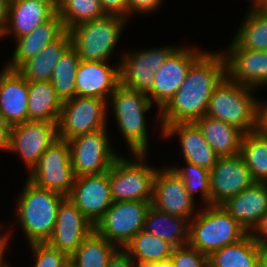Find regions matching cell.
I'll list each match as a JSON object with an SVG mask.
<instances>
[{"label":"cell","mask_w":267,"mask_h":267,"mask_svg":"<svg viewBox=\"0 0 267 267\" xmlns=\"http://www.w3.org/2000/svg\"><path fill=\"white\" fill-rule=\"evenodd\" d=\"M223 53L204 52L189 68L173 98L158 113L160 135L171 124L191 123L206 115L214 89L226 77Z\"/></svg>","instance_id":"1"},{"label":"cell","mask_w":267,"mask_h":267,"mask_svg":"<svg viewBox=\"0 0 267 267\" xmlns=\"http://www.w3.org/2000/svg\"><path fill=\"white\" fill-rule=\"evenodd\" d=\"M65 198L56 191L37 187L28 179L25 181L15 203V222L21 226L28 244L47 242L52 236L59 205Z\"/></svg>","instance_id":"2"},{"label":"cell","mask_w":267,"mask_h":267,"mask_svg":"<svg viewBox=\"0 0 267 267\" xmlns=\"http://www.w3.org/2000/svg\"><path fill=\"white\" fill-rule=\"evenodd\" d=\"M203 207L189 222L188 245L207 257L249 234L222 205Z\"/></svg>","instance_id":"3"},{"label":"cell","mask_w":267,"mask_h":267,"mask_svg":"<svg viewBox=\"0 0 267 267\" xmlns=\"http://www.w3.org/2000/svg\"><path fill=\"white\" fill-rule=\"evenodd\" d=\"M127 18L106 14L105 16L80 23L68 30L71 47L80 60L109 62L127 22Z\"/></svg>","instance_id":"4"},{"label":"cell","mask_w":267,"mask_h":267,"mask_svg":"<svg viewBox=\"0 0 267 267\" xmlns=\"http://www.w3.org/2000/svg\"><path fill=\"white\" fill-rule=\"evenodd\" d=\"M112 101V102H110ZM107 103L112 105L117 127L132 154H148V131L145 113L153 107L147 94L119 85Z\"/></svg>","instance_id":"5"},{"label":"cell","mask_w":267,"mask_h":267,"mask_svg":"<svg viewBox=\"0 0 267 267\" xmlns=\"http://www.w3.org/2000/svg\"><path fill=\"white\" fill-rule=\"evenodd\" d=\"M254 90L256 89L235 83L226 76L214 89L206 115L220 119L244 134L254 131L256 112Z\"/></svg>","instance_id":"6"},{"label":"cell","mask_w":267,"mask_h":267,"mask_svg":"<svg viewBox=\"0 0 267 267\" xmlns=\"http://www.w3.org/2000/svg\"><path fill=\"white\" fill-rule=\"evenodd\" d=\"M134 159L119 156L109 170L113 202L152 201L153 180L157 168L146 165L147 154H132Z\"/></svg>","instance_id":"7"},{"label":"cell","mask_w":267,"mask_h":267,"mask_svg":"<svg viewBox=\"0 0 267 267\" xmlns=\"http://www.w3.org/2000/svg\"><path fill=\"white\" fill-rule=\"evenodd\" d=\"M108 105L105 99L81 96L62 102L57 123L59 139L68 141L106 128Z\"/></svg>","instance_id":"8"},{"label":"cell","mask_w":267,"mask_h":267,"mask_svg":"<svg viewBox=\"0 0 267 267\" xmlns=\"http://www.w3.org/2000/svg\"><path fill=\"white\" fill-rule=\"evenodd\" d=\"M107 128L68 140L70 161L75 177L109 171L120 156L115 153Z\"/></svg>","instance_id":"9"},{"label":"cell","mask_w":267,"mask_h":267,"mask_svg":"<svg viewBox=\"0 0 267 267\" xmlns=\"http://www.w3.org/2000/svg\"><path fill=\"white\" fill-rule=\"evenodd\" d=\"M152 201L113 202L94 230L119 249L144 229L146 213Z\"/></svg>","instance_id":"10"},{"label":"cell","mask_w":267,"mask_h":267,"mask_svg":"<svg viewBox=\"0 0 267 267\" xmlns=\"http://www.w3.org/2000/svg\"><path fill=\"white\" fill-rule=\"evenodd\" d=\"M28 175L27 179L37 187L56 191L67 197L75 180L68 141L57 139L42 154Z\"/></svg>","instance_id":"11"},{"label":"cell","mask_w":267,"mask_h":267,"mask_svg":"<svg viewBox=\"0 0 267 267\" xmlns=\"http://www.w3.org/2000/svg\"><path fill=\"white\" fill-rule=\"evenodd\" d=\"M178 46H163L144 50L124 52L119 62L120 85L126 89L148 94L152 88L155 73Z\"/></svg>","instance_id":"12"},{"label":"cell","mask_w":267,"mask_h":267,"mask_svg":"<svg viewBox=\"0 0 267 267\" xmlns=\"http://www.w3.org/2000/svg\"><path fill=\"white\" fill-rule=\"evenodd\" d=\"M204 53L197 47H178L155 73L154 82L147 94L160 112L173 98L186 79L190 66Z\"/></svg>","instance_id":"13"},{"label":"cell","mask_w":267,"mask_h":267,"mask_svg":"<svg viewBox=\"0 0 267 267\" xmlns=\"http://www.w3.org/2000/svg\"><path fill=\"white\" fill-rule=\"evenodd\" d=\"M57 139L55 122L26 121L12 126L9 152L19 154L30 172Z\"/></svg>","instance_id":"14"},{"label":"cell","mask_w":267,"mask_h":267,"mask_svg":"<svg viewBox=\"0 0 267 267\" xmlns=\"http://www.w3.org/2000/svg\"><path fill=\"white\" fill-rule=\"evenodd\" d=\"M162 168L157 170L154 176L151 205L159 211L191 220L198 212L195 200L171 167Z\"/></svg>","instance_id":"15"},{"label":"cell","mask_w":267,"mask_h":267,"mask_svg":"<svg viewBox=\"0 0 267 267\" xmlns=\"http://www.w3.org/2000/svg\"><path fill=\"white\" fill-rule=\"evenodd\" d=\"M254 183L240 154L219 157L210 170V205H222Z\"/></svg>","instance_id":"16"},{"label":"cell","mask_w":267,"mask_h":267,"mask_svg":"<svg viewBox=\"0 0 267 267\" xmlns=\"http://www.w3.org/2000/svg\"><path fill=\"white\" fill-rule=\"evenodd\" d=\"M95 226L113 204L109 171L75 177L67 196Z\"/></svg>","instance_id":"17"},{"label":"cell","mask_w":267,"mask_h":267,"mask_svg":"<svg viewBox=\"0 0 267 267\" xmlns=\"http://www.w3.org/2000/svg\"><path fill=\"white\" fill-rule=\"evenodd\" d=\"M93 230L94 225L66 197L59 205L55 229L47 243L70 258Z\"/></svg>","instance_id":"18"},{"label":"cell","mask_w":267,"mask_h":267,"mask_svg":"<svg viewBox=\"0 0 267 267\" xmlns=\"http://www.w3.org/2000/svg\"><path fill=\"white\" fill-rule=\"evenodd\" d=\"M222 53L231 81L254 89L267 86V51L242 49L233 41Z\"/></svg>","instance_id":"19"},{"label":"cell","mask_w":267,"mask_h":267,"mask_svg":"<svg viewBox=\"0 0 267 267\" xmlns=\"http://www.w3.org/2000/svg\"><path fill=\"white\" fill-rule=\"evenodd\" d=\"M109 62H79L76 71V96L96 97L106 101L120 85L119 63L114 67Z\"/></svg>","instance_id":"20"},{"label":"cell","mask_w":267,"mask_h":267,"mask_svg":"<svg viewBox=\"0 0 267 267\" xmlns=\"http://www.w3.org/2000/svg\"><path fill=\"white\" fill-rule=\"evenodd\" d=\"M28 81L5 66L0 72V119L14 126L28 121Z\"/></svg>","instance_id":"21"},{"label":"cell","mask_w":267,"mask_h":267,"mask_svg":"<svg viewBox=\"0 0 267 267\" xmlns=\"http://www.w3.org/2000/svg\"><path fill=\"white\" fill-rule=\"evenodd\" d=\"M57 11L49 4L35 0H11L8 4L7 22L2 37H23L51 19Z\"/></svg>","instance_id":"22"},{"label":"cell","mask_w":267,"mask_h":267,"mask_svg":"<svg viewBox=\"0 0 267 267\" xmlns=\"http://www.w3.org/2000/svg\"><path fill=\"white\" fill-rule=\"evenodd\" d=\"M222 206L248 233H251L267 212V183L255 182L229 198Z\"/></svg>","instance_id":"23"},{"label":"cell","mask_w":267,"mask_h":267,"mask_svg":"<svg viewBox=\"0 0 267 267\" xmlns=\"http://www.w3.org/2000/svg\"><path fill=\"white\" fill-rule=\"evenodd\" d=\"M179 135L182 154L185 162L193 163L206 170H211L219 156L204 139L201 130L194 123H177L168 125L163 130L165 139Z\"/></svg>","instance_id":"24"},{"label":"cell","mask_w":267,"mask_h":267,"mask_svg":"<svg viewBox=\"0 0 267 267\" xmlns=\"http://www.w3.org/2000/svg\"><path fill=\"white\" fill-rule=\"evenodd\" d=\"M65 31L62 20L56 13L28 35L15 39V51L10 61L4 66L16 70L23 62L38 55L46 45L57 40Z\"/></svg>","instance_id":"25"},{"label":"cell","mask_w":267,"mask_h":267,"mask_svg":"<svg viewBox=\"0 0 267 267\" xmlns=\"http://www.w3.org/2000/svg\"><path fill=\"white\" fill-rule=\"evenodd\" d=\"M71 46L68 31L57 40L46 45L38 55L23 62L16 70L28 82L50 81L54 68L60 57Z\"/></svg>","instance_id":"26"},{"label":"cell","mask_w":267,"mask_h":267,"mask_svg":"<svg viewBox=\"0 0 267 267\" xmlns=\"http://www.w3.org/2000/svg\"><path fill=\"white\" fill-rule=\"evenodd\" d=\"M212 149L219 157L240 154L244 133L220 119L204 115L194 122Z\"/></svg>","instance_id":"27"},{"label":"cell","mask_w":267,"mask_h":267,"mask_svg":"<svg viewBox=\"0 0 267 267\" xmlns=\"http://www.w3.org/2000/svg\"><path fill=\"white\" fill-rule=\"evenodd\" d=\"M189 222L187 218L170 215L151 205L145 216L143 230L176 248L188 245Z\"/></svg>","instance_id":"28"},{"label":"cell","mask_w":267,"mask_h":267,"mask_svg":"<svg viewBox=\"0 0 267 267\" xmlns=\"http://www.w3.org/2000/svg\"><path fill=\"white\" fill-rule=\"evenodd\" d=\"M28 121L58 123L62 101L50 81L28 82Z\"/></svg>","instance_id":"29"},{"label":"cell","mask_w":267,"mask_h":267,"mask_svg":"<svg viewBox=\"0 0 267 267\" xmlns=\"http://www.w3.org/2000/svg\"><path fill=\"white\" fill-rule=\"evenodd\" d=\"M261 245L249 233L239 242L227 245L208 256L209 267H259Z\"/></svg>","instance_id":"30"},{"label":"cell","mask_w":267,"mask_h":267,"mask_svg":"<svg viewBox=\"0 0 267 267\" xmlns=\"http://www.w3.org/2000/svg\"><path fill=\"white\" fill-rule=\"evenodd\" d=\"M173 246L145 230H140L123 248L138 267L170 258Z\"/></svg>","instance_id":"31"},{"label":"cell","mask_w":267,"mask_h":267,"mask_svg":"<svg viewBox=\"0 0 267 267\" xmlns=\"http://www.w3.org/2000/svg\"><path fill=\"white\" fill-rule=\"evenodd\" d=\"M119 248L93 230L70 257L76 267H107Z\"/></svg>","instance_id":"32"},{"label":"cell","mask_w":267,"mask_h":267,"mask_svg":"<svg viewBox=\"0 0 267 267\" xmlns=\"http://www.w3.org/2000/svg\"><path fill=\"white\" fill-rule=\"evenodd\" d=\"M246 14L232 41L242 49L267 51V16L254 4Z\"/></svg>","instance_id":"33"},{"label":"cell","mask_w":267,"mask_h":267,"mask_svg":"<svg viewBox=\"0 0 267 267\" xmlns=\"http://www.w3.org/2000/svg\"><path fill=\"white\" fill-rule=\"evenodd\" d=\"M240 156L255 182L267 183V136L255 131L244 134Z\"/></svg>","instance_id":"34"},{"label":"cell","mask_w":267,"mask_h":267,"mask_svg":"<svg viewBox=\"0 0 267 267\" xmlns=\"http://www.w3.org/2000/svg\"><path fill=\"white\" fill-rule=\"evenodd\" d=\"M80 61L77 52L70 46L54 68L50 82L62 102L76 96L75 79Z\"/></svg>","instance_id":"35"},{"label":"cell","mask_w":267,"mask_h":267,"mask_svg":"<svg viewBox=\"0 0 267 267\" xmlns=\"http://www.w3.org/2000/svg\"><path fill=\"white\" fill-rule=\"evenodd\" d=\"M66 31L74 26L106 15L100 0H67L58 10Z\"/></svg>","instance_id":"36"},{"label":"cell","mask_w":267,"mask_h":267,"mask_svg":"<svg viewBox=\"0 0 267 267\" xmlns=\"http://www.w3.org/2000/svg\"><path fill=\"white\" fill-rule=\"evenodd\" d=\"M185 164V167L171 165L170 167L183 180L187 192L194 200L195 194L199 192L202 200L204 199L203 205H210V171L193 163Z\"/></svg>","instance_id":"37"},{"label":"cell","mask_w":267,"mask_h":267,"mask_svg":"<svg viewBox=\"0 0 267 267\" xmlns=\"http://www.w3.org/2000/svg\"><path fill=\"white\" fill-rule=\"evenodd\" d=\"M33 253L34 267H66L70 258L47 242L29 243Z\"/></svg>","instance_id":"38"},{"label":"cell","mask_w":267,"mask_h":267,"mask_svg":"<svg viewBox=\"0 0 267 267\" xmlns=\"http://www.w3.org/2000/svg\"><path fill=\"white\" fill-rule=\"evenodd\" d=\"M170 258L174 267H208V257L189 245L173 248Z\"/></svg>","instance_id":"39"},{"label":"cell","mask_w":267,"mask_h":267,"mask_svg":"<svg viewBox=\"0 0 267 267\" xmlns=\"http://www.w3.org/2000/svg\"><path fill=\"white\" fill-rule=\"evenodd\" d=\"M163 0H127L128 19L131 14H148L156 11L162 4Z\"/></svg>","instance_id":"40"},{"label":"cell","mask_w":267,"mask_h":267,"mask_svg":"<svg viewBox=\"0 0 267 267\" xmlns=\"http://www.w3.org/2000/svg\"><path fill=\"white\" fill-rule=\"evenodd\" d=\"M266 102L267 101L262 103L256 98L254 131L264 136H267V103Z\"/></svg>","instance_id":"41"},{"label":"cell","mask_w":267,"mask_h":267,"mask_svg":"<svg viewBox=\"0 0 267 267\" xmlns=\"http://www.w3.org/2000/svg\"><path fill=\"white\" fill-rule=\"evenodd\" d=\"M106 14H115L128 19L127 0H100Z\"/></svg>","instance_id":"42"},{"label":"cell","mask_w":267,"mask_h":267,"mask_svg":"<svg viewBox=\"0 0 267 267\" xmlns=\"http://www.w3.org/2000/svg\"><path fill=\"white\" fill-rule=\"evenodd\" d=\"M107 267H138V266L123 249H118L109 260Z\"/></svg>","instance_id":"43"},{"label":"cell","mask_w":267,"mask_h":267,"mask_svg":"<svg viewBox=\"0 0 267 267\" xmlns=\"http://www.w3.org/2000/svg\"><path fill=\"white\" fill-rule=\"evenodd\" d=\"M250 234L259 245L267 246V212Z\"/></svg>","instance_id":"44"},{"label":"cell","mask_w":267,"mask_h":267,"mask_svg":"<svg viewBox=\"0 0 267 267\" xmlns=\"http://www.w3.org/2000/svg\"><path fill=\"white\" fill-rule=\"evenodd\" d=\"M12 126L0 119V150L9 152Z\"/></svg>","instance_id":"45"},{"label":"cell","mask_w":267,"mask_h":267,"mask_svg":"<svg viewBox=\"0 0 267 267\" xmlns=\"http://www.w3.org/2000/svg\"><path fill=\"white\" fill-rule=\"evenodd\" d=\"M8 232L9 231L2 232L4 234L1 233L0 235V267H11L9 262L6 263V261L3 259L5 257V250H7V247H9L7 244L10 242L9 238L11 237V231L9 233Z\"/></svg>","instance_id":"46"},{"label":"cell","mask_w":267,"mask_h":267,"mask_svg":"<svg viewBox=\"0 0 267 267\" xmlns=\"http://www.w3.org/2000/svg\"><path fill=\"white\" fill-rule=\"evenodd\" d=\"M8 4L7 0H0V34L3 35L7 22V13H8Z\"/></svg>","instance_id":"47"},{"label":"cell","mask_w":267,"mask_h":267,"mask_svg":"<svg viewBox=\"0 0 267 267\" xmlns=\"http://www.w3.org/2000/svg\"><path fill=\"white\" fill-rule=\"evenodd\" d=\"M145 267H174L171 258L159 260L146 265Z\"/></svg>","instance_id":"48"},{"label":"cell","mask_w":267,"mask_h":267,"mask_svg":"<svg viewBox=\"0 0 267 267\" xmlns=\"http://www.w3.org/2000/svg\"><path fill=\"white\" fill-rule=\"evenodd\" d=\"M259 267H267V246H261Z\"/></svg>","instance_id":"49"},{"label":"cell","mask_w":267,"mask_h":267,"mask_svg":"<svg viewBox=\"0 0 267 267\" xmlns=\"http://www.w3.org/2000/svg\"><path fill=\"white\" fill-rule=\"evenodd\" d=\"M253 4L267 16V0H256Z\"/></svg>","instance_id":"50"},{"label":"cell","mask_w":267,"mask_h":267,"mask_svg":"<svg viewBox=\"0 0 267 267\" xmlns=\"http://www.w3.org/2000/svg\"><path fill=\"white\" fill-rule=\"evenodd\" d=\"M67 0H53V8L57 11Z\"/></svg>","instance_id":"51"},{"label":"cell","mask_w":267,"mask_h":267,"mask_svg":"<svg viewBox=\"0 0 267 267\" xmlns=\"http://www.w3.org/2000/svg\"><path fill=\"white\" fill-rule=\"evenodd\" d=\"M35 1H42L45 3H49L53 7V0H35Z\"/></svg>","instance_id":"52"},{"label":"cell","mask_w":267,"mask_h":267,"mask_svg":"<svg viewBox=\"0 0 267 267\" xmlns=\"http://www.w3.org/2000/svg\"><path fill=\"white\" fill-rule=\"evenodd\" d=\"M66 267H76V266H74L71 262H69Z\"/></svg>","instance_id":"53"}]
</instances>
